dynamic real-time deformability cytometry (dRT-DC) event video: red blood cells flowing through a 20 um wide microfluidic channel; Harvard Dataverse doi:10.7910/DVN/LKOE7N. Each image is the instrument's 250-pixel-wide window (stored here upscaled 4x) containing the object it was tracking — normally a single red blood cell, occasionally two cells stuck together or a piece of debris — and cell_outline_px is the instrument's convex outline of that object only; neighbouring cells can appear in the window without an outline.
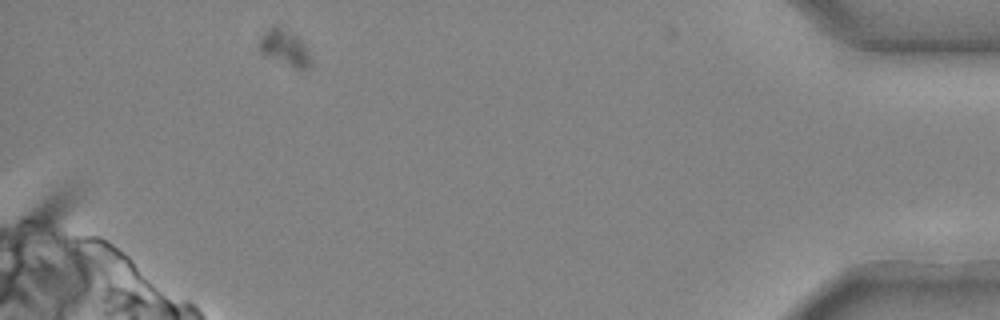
{"species": "common noctule bat (a hibernating species)", "species_latin": "Nyctalus noctula", "temperature_condition": "cold", "stored_images_in_passage": 22, "camera_frame_rate_fps": 3000, "um_per_image_px": 0.085, "animal": {"sex": "male", "body_mass_g": 20.4}, "frame": {"image": 1, "passage_image": 22, "time_ms": 7.0, "image_size_px": [1000, 320], "cell_outline_px": [[312, 64], [304, 68], [296, 68], [260, 52], [260, 36], [272, 24], [276, 24], [296, 36], [304, 44], [308, 52]], "centroid_in_image_um": [24.18, 4.01], "position_along_channel_um": 411.0, "area_um2": 10.35}}